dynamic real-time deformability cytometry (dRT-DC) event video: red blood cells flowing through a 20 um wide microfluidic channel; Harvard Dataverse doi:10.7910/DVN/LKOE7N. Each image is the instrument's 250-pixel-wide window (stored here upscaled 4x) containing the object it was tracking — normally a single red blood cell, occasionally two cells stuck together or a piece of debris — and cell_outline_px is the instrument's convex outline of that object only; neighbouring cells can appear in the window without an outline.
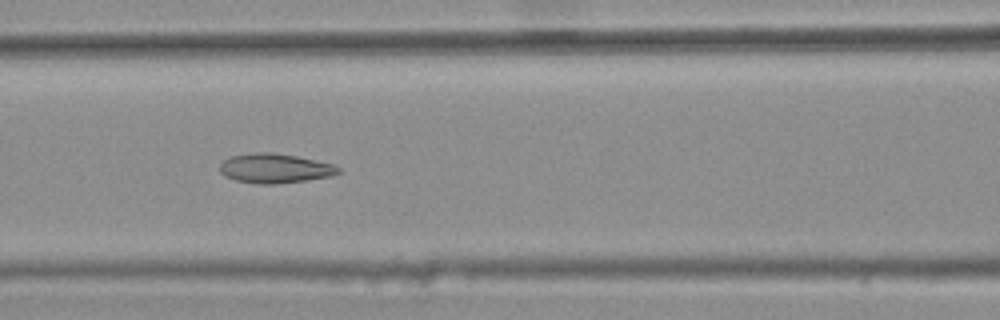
{"species": "common noctule bat (a hibernating species)", "species_latin": "Nyctalus noctula", "temperature_condition": "warm", "stored_images_in_passage": 10, "camera_frame_rate_fps": 3000, "um_per_image_px": 0.085, "animal": {"sex": "female", "body_mass_g": 25.1}, "frame": {"image": 1, "passage_image": 6, "time_ms": 1.667, "image_size_px": [1000, 320], "cell_outline_px": [[340, 172], [332, 176], [308, 180], [276, 184], [256, 184], [236, 180], [224, 176], [220, 172], [220, 164], [224, 160], [232, 156], [256, 152], [272, 152], [296, 156], [332, 164], [340, 168]], "centroid_in_image_um": [23.36, 14.32], "position_along_channel_um": 143.2, "area_um2": 20.35}}
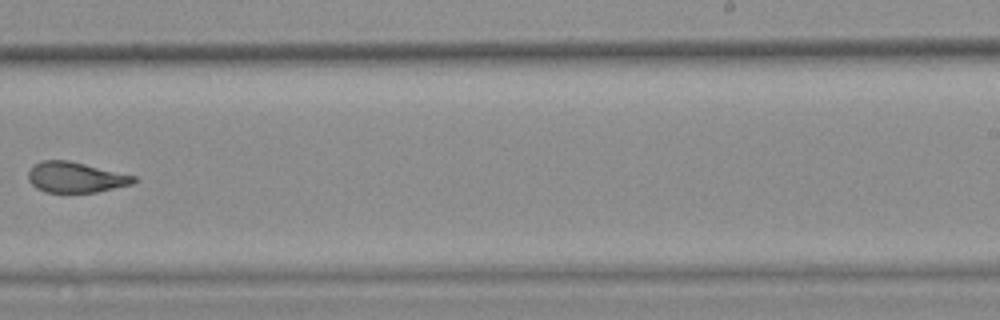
{"frame": {"image": 2, "passage_image": 9, "time_ms": 2.667, "image_size_px": [1000, 320], "cell_outline_px": [[136, 180], [132, 184], [96, 192], [44, 192], [36, 188], [28, 180], [28, 172], [40, 160], [68, 160], [136, 176]], "centroid_in_image_um": [6.41, 15.07], "position_along_channel_um": 282.6, "area_um2": 18.61}}
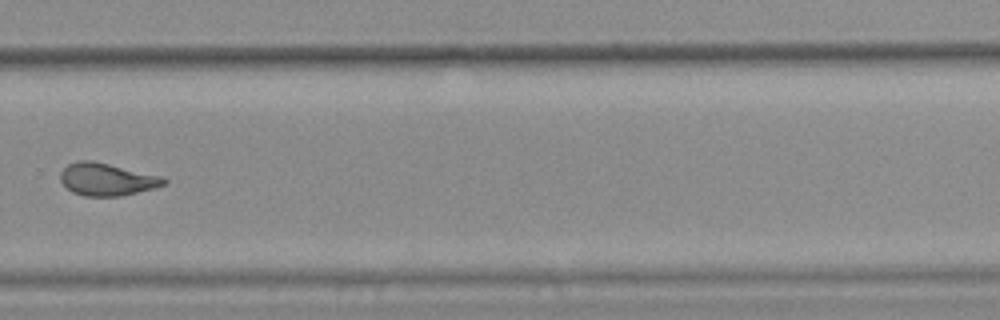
{"frame": {"image": 3, "passage_image": 10, "time_ms": 3.0, "image_size_px": [1000, 320], "cell_outline_px": [[168, 184], [120, 196], [84, 196], [72, 192], [60, 180], [60, 172], [68, 164], [80, 160], [92, 160], [160, 176], [168, 180]], "centroid_in_image_um": [9.06, 15.24], "position_along_channel_um": 320.7, "area_um2": 19.36}}